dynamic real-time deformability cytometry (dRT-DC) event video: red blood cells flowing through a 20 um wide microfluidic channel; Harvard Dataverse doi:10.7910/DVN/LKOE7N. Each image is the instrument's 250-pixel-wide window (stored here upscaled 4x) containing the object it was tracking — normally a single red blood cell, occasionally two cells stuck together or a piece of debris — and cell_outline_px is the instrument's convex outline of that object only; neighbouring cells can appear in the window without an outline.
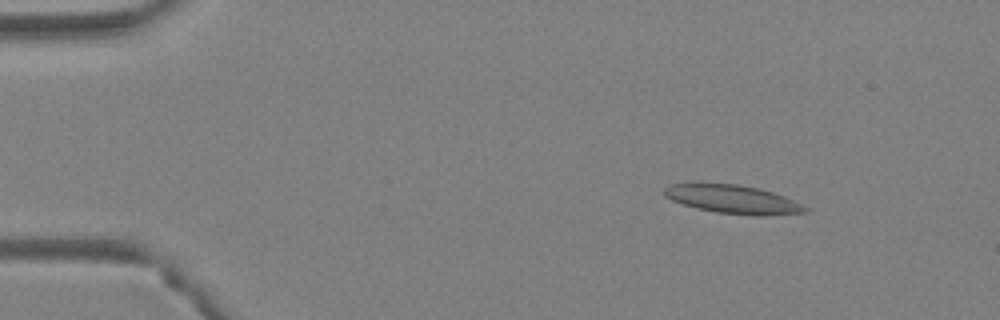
{"species": "Egyptian fruit bat (a non-hibernating species)", "species_latin": "Rousettus aegyptiacus", "temperature_condition": "warm", "stored_images_in_passage": 5, "camera_frame_rate_fps": 3000, "um_per_image_px": 0.085, "animal": {"sex": "female"}, "frame": {"image": 1, "passage_image": 2, "time_ms": 0.333, "image_size_px": [1000, 320], "cell_outline_px": [[808, 212], [764, 216], [756, 216], [716, 212], [696, 208], [672, 200], [664, 196], [664, 188], [668, 184], [740, 184], [772, 192], [784, 196], [804, 204], [808, 208]], "centroid_in_image_um": [62.34, 16.95], "position_along_channel_um": 22.7, "area_um2": 23.29}}